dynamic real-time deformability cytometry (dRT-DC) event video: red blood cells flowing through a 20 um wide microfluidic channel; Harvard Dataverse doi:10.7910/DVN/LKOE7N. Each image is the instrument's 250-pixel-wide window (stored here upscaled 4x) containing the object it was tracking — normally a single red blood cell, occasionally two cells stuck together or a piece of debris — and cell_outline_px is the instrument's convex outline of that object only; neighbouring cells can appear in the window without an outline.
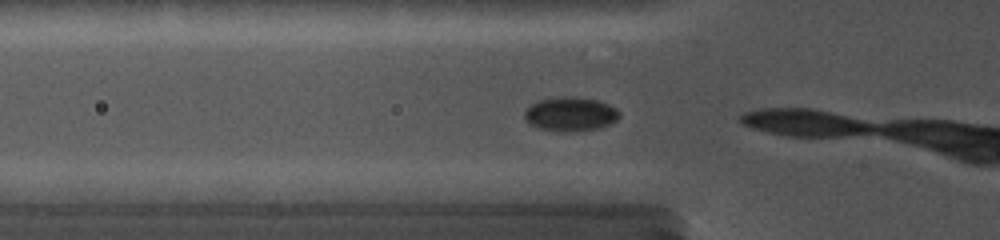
{"species": "common noctule bat (a hibernating species)", "species_latin": "Nyctalus noctula", "temperature_condition": "cold", "stored_images_in_passage": 3, "camera_frame_rate_fps": 5000, "um_per_image_px": 0.085, "animal": {"sex": "female", "body_mass_g": 19.0, "forearm_length_mm": 56.7}, "frame": {"image": 1, "passage_image": 2, "time_ms": 0.4, "image_size_px": [1000, 240], "cell_outline_px": [[620, 116], [616, 120], [608, 124], [596, 128], [540, 128], [528, 124], [524, 116], [524, 112], [532, 104], [540, 100], [564, 96], [572, 96], [596, 100], [608, 104], [616, 108], [620, 112]], "centroid_in_image_um": [48.49, 9.63], "position_along_channel_um": 77.3, "area_um2": 17.74}}